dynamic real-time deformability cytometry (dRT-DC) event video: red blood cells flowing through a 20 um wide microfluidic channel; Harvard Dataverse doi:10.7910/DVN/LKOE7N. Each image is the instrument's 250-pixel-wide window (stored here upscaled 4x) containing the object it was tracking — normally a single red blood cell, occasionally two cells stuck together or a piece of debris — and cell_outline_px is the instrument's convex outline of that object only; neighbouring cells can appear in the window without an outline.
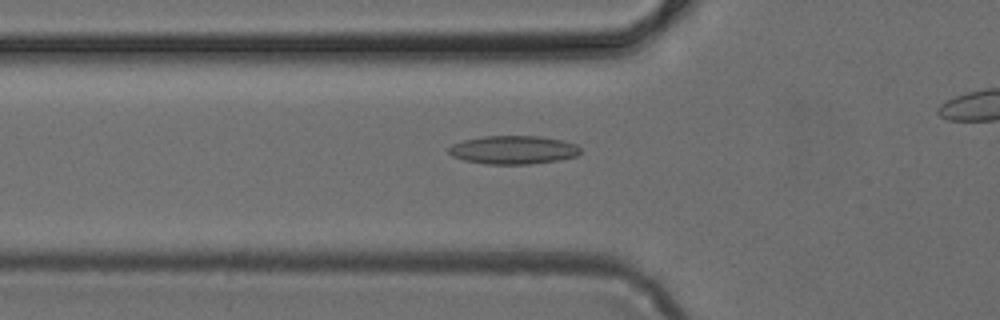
{"species": "common noctule bat (a hibernating species)", "species_latin": "Nyctalus noctula", "temperature_condition": "cold", "stored_images_in_passage": 40, "camera_frame_rate_fps": 3000, "um_per_image_px": 0.085, "animal": {"sex": "female", "body_mass_g": 24.6, "forearm_length_mm": 56.2}, "frame": {"image": 1, "passage_image": 17, "time_ms": 5.333, "image_size_px": [1000, 320], "cell_outline_px": [[580, 152], [576, 156], [556, 160], [528, 164], [484, 164], [464, 160], [452, 156], [448, 152], [448, 148], [452, 144], [464, 140], [484, 136], [540, 136], [560, 140], [576, 144], [580, 148]], "centroid_in_image_um": [43.59, 12.74], "position_along_channel_um": 82.2, "area_um2": 21.68}}
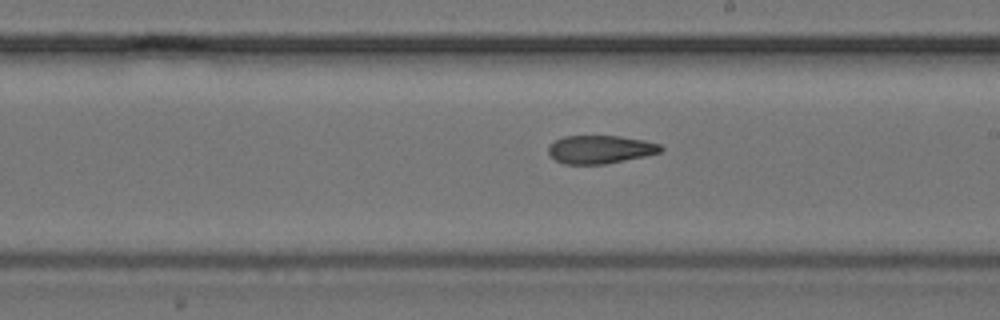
{"frame": {"image": 2, "passage_image": 28, "time_ms": 9.0, "image_size_px": [1000, 320], "cell_outline_px": [[664, 148], [660, 152], [644, 156], [604, 164], [564, 164], [556, 160], [548, 152], [548, 144], [564, 136], [620, 136], [644, 140], [660, 144]], "centroid_in_image_um": [51.01, 12.69], "position_along_channel_um": 238.0, "area_um2": 18.38}}
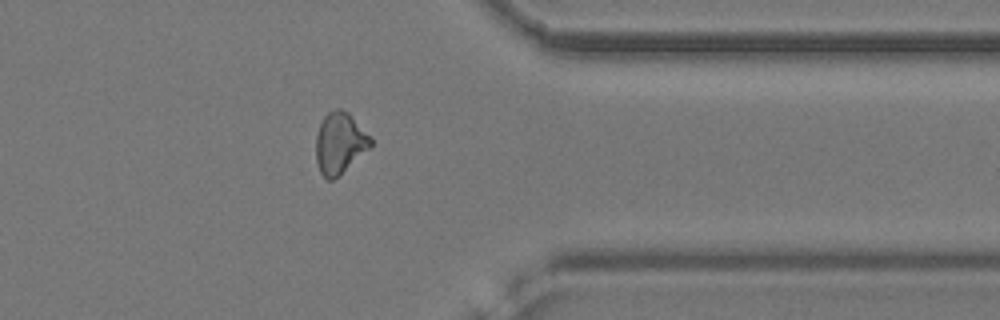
{"frame": {"image": 3, "passage_image": 39, "time_ms": 12.667, "image_size_px": [1000, 320], "cell_outline_px": [[372, 148], [332, 180], [328, 180], [320, 172], [316, 160], [316, 136], [320, 124], [324, 116], [328, 112], [336, 108], [340, 108], [348, 112], [372, 140]], "centroid_in_image_um": [28.88, 12.16], "position_along_channel_um": 382.5, "area_um2": 19.36}}